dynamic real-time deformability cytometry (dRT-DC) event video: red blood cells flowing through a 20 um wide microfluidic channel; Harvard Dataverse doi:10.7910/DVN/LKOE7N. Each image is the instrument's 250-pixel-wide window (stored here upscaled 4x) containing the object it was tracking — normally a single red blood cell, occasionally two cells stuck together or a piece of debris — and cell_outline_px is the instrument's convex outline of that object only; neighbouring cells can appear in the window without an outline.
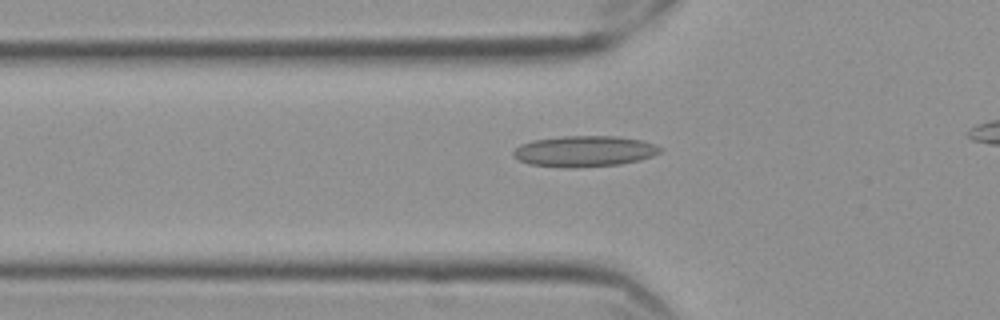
{"species": "Egyptian fruit bat (a non-hibernating species)", "species_latin": "Rousettus aegyptiacus", "temperature_condition": "cold", "stored_images_in_passage": 41, "camera_frame_rate_fps": 3000, "um_per_image_px": 0.085, "frame": {"image": 1, "passage_image": 10, "time_ms": 3.0, "image_size_px": [1000, 320], "cell_outline_px": [[664, 148], [660, 152], [652, 156], [640, 160], [620, 164], [576, 168], [564, 168], [528, 164], [512, 156], [512, 152], [520, 144], [532, 140], [564, 136], [616, 136], [640, 140], [656, 144]], "centroid_in_image_um": [49.66, 12.86], "position_along_channel_um": 76.1, "area_um2": 26.7}}
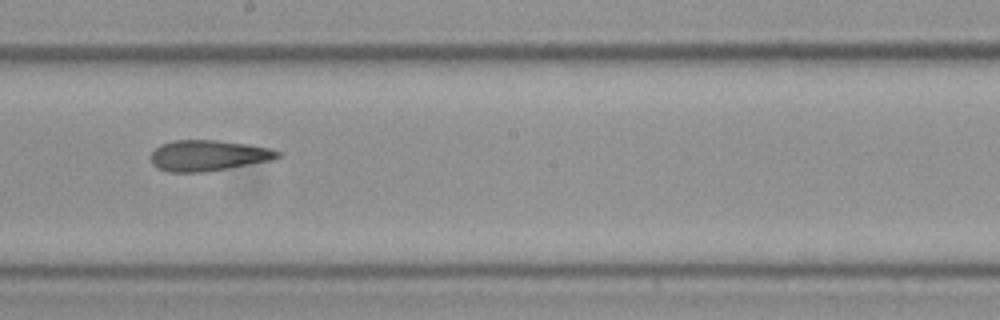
{"frame": {"image": 2, "passage_image": 23, "time_ms": 7.333, "image_size_px": [1000, 320], "cell_outline_px": [[280, 156], [272, 160], [204, 172], [168, 172], [156, 168], [152, 164], [152, 152], [160, 144], [172, 140], [216, 140], [244, 144], [268, 148], [280, 152]], "centroid_in_image_um": [17.64, 13.22], "position_along_channel_um": 230.6, "area_um2": 22.54}}
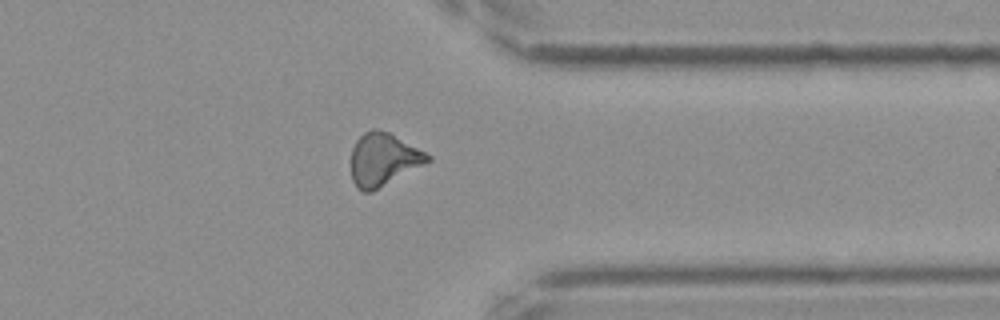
{"frame": {"image": 3, "passage_image": 36, "time_ms": 11.667, "image_size_px": [1000, 320], "cell_outline_px": [[432, 160], [372, 192], [364, 192], [356, 188], [352, 180], [352, 148], [356, 140], [364, 132], [372, 128], [376, 128], [388, 132], [432, 156]], "centroid_in_image_um": [32.56, 13.56], "position_along_channel_um": 378.8, "area_um2": 23.41}}